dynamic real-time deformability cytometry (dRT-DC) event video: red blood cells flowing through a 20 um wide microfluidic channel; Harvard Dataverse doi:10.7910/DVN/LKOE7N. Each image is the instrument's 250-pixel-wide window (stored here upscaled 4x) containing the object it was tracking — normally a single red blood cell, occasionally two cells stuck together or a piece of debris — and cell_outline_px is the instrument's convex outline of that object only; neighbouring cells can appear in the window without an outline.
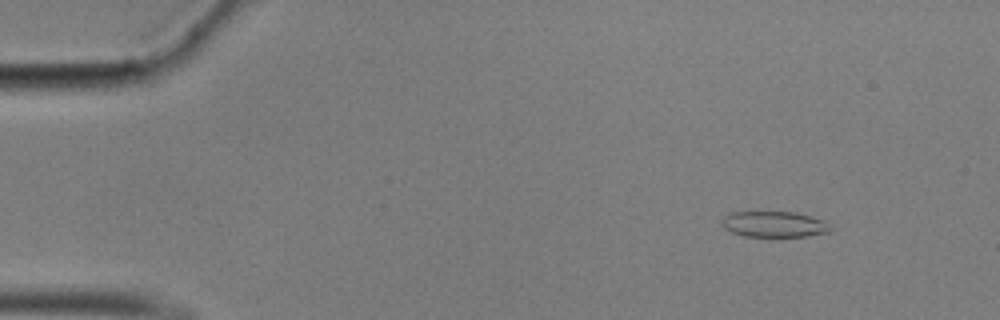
{"species": "common noctule bat (a hibernating species)", "species_latin": "Nyctalus noctula", "temperature_condition": "cold", "stored_images_in_passage": 58, "camera_frame_rate_fps": 3000, "um_per_image_px": 0.085, "animal": {"sex": "male", "body_mass_g": 17.9}, "frame": {"image": 1, "passage_image": 7, "time_ms": 2.0, "image_size_px": [1000, 320], "cell_outline_px": [[832, 228], [828, 232], [808, 236], [780, 240], [744, 236], [732, 232], [724, 228], [720, 220], [724, 216], [732, 212], [796, 212], [824, 220]], "centroid_in_image_um": [65.81, 19.11], "position_along_channel_um": 19.2, "area_um2": 17.22}}
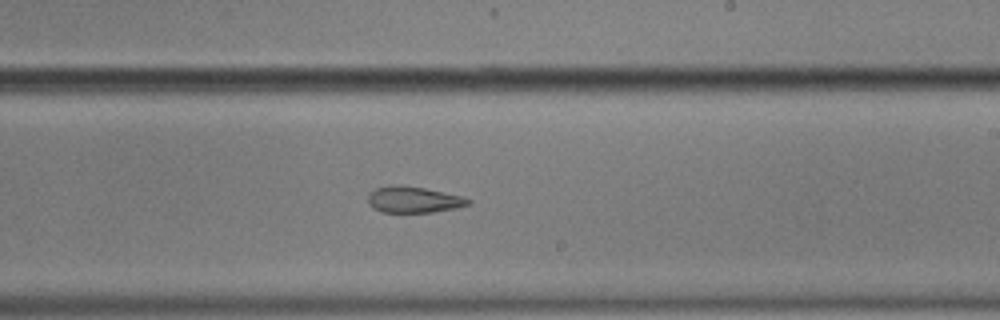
{"frame": {"image": 2, "passage_image": 35, "time_ms": 11.333, "image_size_px": [1000, 320], "cell_outline_px": [[472, 204], [456, 208], [432, 212], [380, 212], [368, 200], [368, 196], [376, 188], [388, 184], [392, 184], [424, 188], [444, 192], [460, 196], [472, 200]], "centroid_in_image_um": [35.19, 16.96], "position_along_channel_um": 253.8, "area_um2": 15.14}}
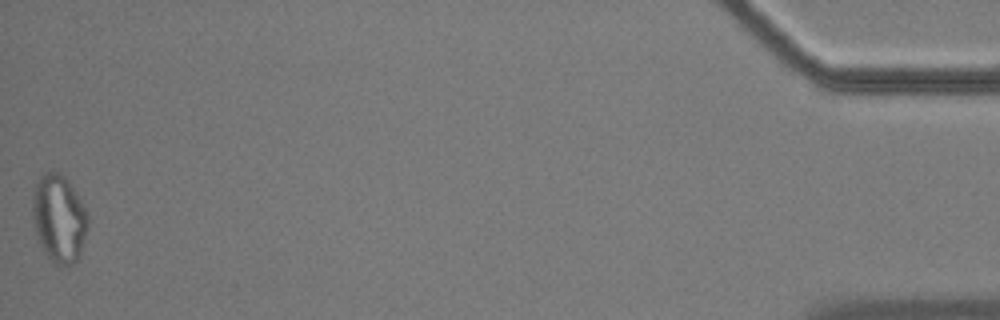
{"frame": {"image": 3, "passage_image": 58, "time_ms": 19.0, "image_size_px": [1000, 320], "cell_outline_px": [[88, 224], [80, 256], [72, 264], [64, 268], [48, 260], [44, 252], [36, 232], [32, 216], [32, 200], [36, 184], [40, 176], [48, 172], [60, 172], [64, 176], [76, 192], [88, 216]], "centroid_in_image_um": [5.01, 18.61], "position_along_channel_um": 430.2, "area_um2": 28.26}, "authors_computed_cell_mechanics": {"area_um2": 17.1955, "velocity_mm_per_s": 3.49, "shape_relaxation_time_tau1_ms": null, "shape_relaxation_time_tau2_ms": 3.901, "deformation_change_tau1": null, "deformation_change_tau2": 0.0924}}